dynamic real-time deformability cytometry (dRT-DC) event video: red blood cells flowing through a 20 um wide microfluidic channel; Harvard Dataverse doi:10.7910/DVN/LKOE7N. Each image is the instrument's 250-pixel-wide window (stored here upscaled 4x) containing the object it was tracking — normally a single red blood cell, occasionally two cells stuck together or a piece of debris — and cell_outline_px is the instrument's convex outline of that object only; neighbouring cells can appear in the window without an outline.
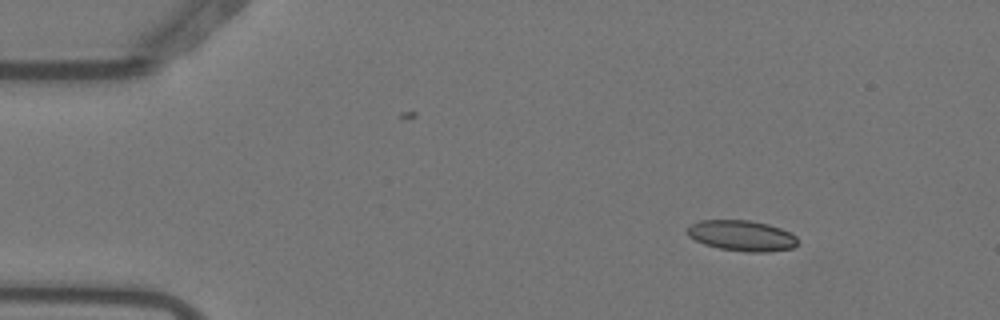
{"species": "Egyptian fruit bat (a non-hibernating species)", "species_latin": "Rousettus aegyptiacus", "temperature_condition": "warm", "stored_images_in_passage": 8, "camera_frame_rate_fps": 3000, "um_per_image_px": 0.085, "animal": {"sex": "female"}, "frame": {"image": 1, "passage_image": 2, "time_ms": 0.333, "image_size_px": [1000, 320], "cell_outline_px": [[800, 240], [792, 248], [768, 252], [744, 252], [720, 248], [704, 244], [688, 236], [688, 228], [692, 224], [700, 220], [748, 220], [768, 224], [792, 232]], "centroid_in_image_um": [63.1, 20.03], "position_along_channel_um": 21.9, "area_um2": 19.77}}
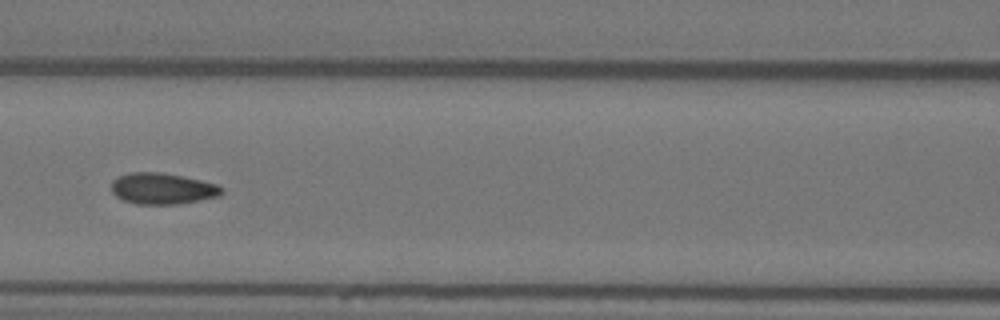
{"frame": {"image": 2, "passage_image": 7, "time_ms": 2.0, "image_size_px": [1000, 320], "cell_outline_px": [[224, 192], [220, 196], [200, 200], [176, 204], [136, 204], [124, 200], [116, 196], [112, 192], [112, 180], [120, 176], [132, 172], [160, 172], [184, 176], [216, 184], [224, 188]], "centroid_in_image_um": [13.83, 16.03], "position_along_channel_um": 152.8, "area_um2": 20.06}}
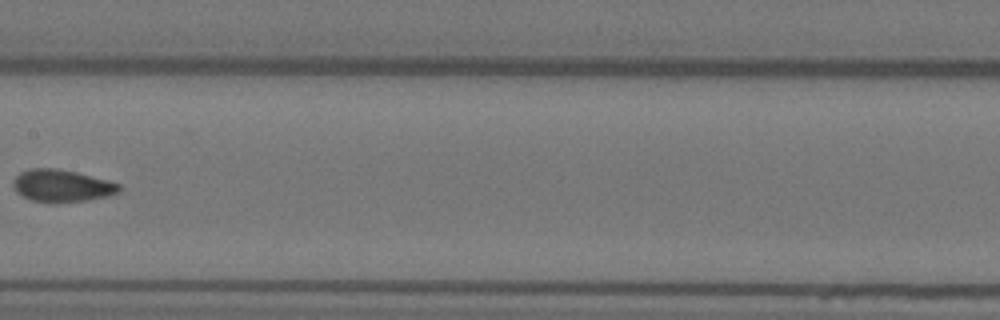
{"frame": {"image": 3, "passage_image": 8, "time_ms": 2.333, "image_size_px": [1000, 320], "cell_outline_px": [[120, 192], [108, 196], [88, 200], [48, 204], [32, 200], [16, 192], [12, 184], [12, 180], [20, 172], [32, 168], [56, 168], [76, 172], [108, 180], [120, 184]], "centroid_in_image_um": [5.24, 15.8], "position_along_channel_um": 202.2, "area_um2": 20.17}}